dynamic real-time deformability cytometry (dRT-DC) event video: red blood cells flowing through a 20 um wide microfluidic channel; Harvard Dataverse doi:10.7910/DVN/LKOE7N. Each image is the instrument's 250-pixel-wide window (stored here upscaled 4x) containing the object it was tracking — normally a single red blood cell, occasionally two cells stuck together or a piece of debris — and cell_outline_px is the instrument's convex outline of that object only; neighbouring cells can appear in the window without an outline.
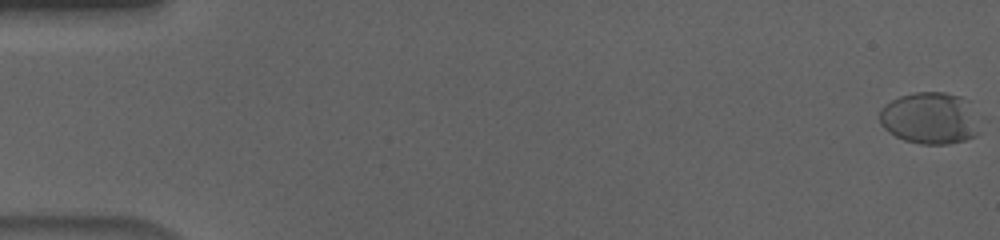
{"species": "human", "species_latin": "Homo sapiens", "temperature_condition": "cold", "stored_images_in_passage": 58, "camera_frame_rate_fps": 3000, "um_per_image_px": 0.085, "donor": {"sex": "male"}, "frame": {"image": 1, "passage_image": 1, "time_ms": 0.0, "image_size_px": [1000, 240], "cell_outline_px": [[980, 132], [976, 136], [964, 140], [948, 144], [920, 144], [904, 140], [888, 132], [880, 124], [880, 112], [884, 104], [900, 96], [916, 92], [944, 92], [960, 96], [968, 100]], "centroid_in_image_um": [79.02, 10.05], "position_along_channel_um": 6.0, "area_um2": 30.17}}
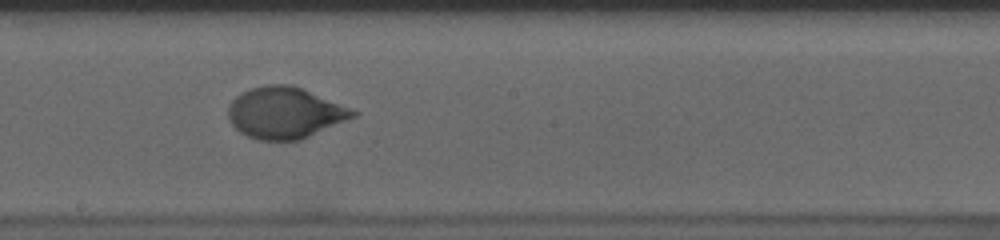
{"frame": {"image": 2, "passage_image": 33, "time_ms": 10.667, "image_size_px": [1000, 240], "cell_outline_px": [[360, 112], [356, 116], [300, 140], [260, 140], [248, 136], [240, 132], [228, 120], [228, 104], [240, 92], [252, 88], [268, 84], [288, 84], [300, 88]], "centroid_in_image_um": [24.18, 9.59], "position_along_channel_um": 224.0, "area_um2": 36.99}}
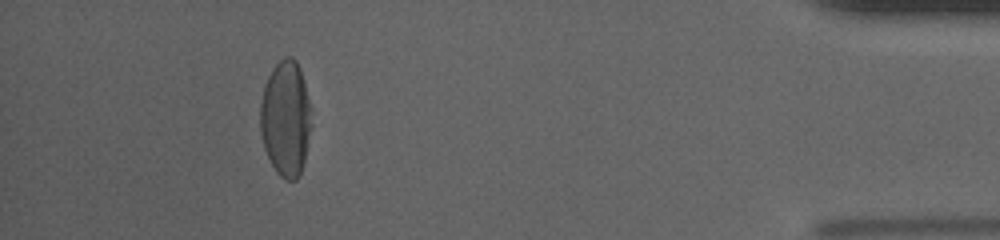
{"frame": {"image": 3, "passage_image": 53, "time_ms": 17.333, "image_size_px": [1000, 240], "cell_outline_px": [[312, 124], [304, 160], [300, 172], [296, 180], [284, 180], [276, 172], [264, 148], [260, 132], [260, 104], [264, 84], [272, 68], [284, 56], [292, 56], [296, 60], [300, 68], [312, 108]], "centroid_in_image_um": [24.29, 10.04], "position_along_channel_um": 410.9, "area_um2": 34.91}, "authors_computed_cell_mechanics": {"area_um2": 34.9401, "velocity_mm_per_s": 3.6378, "shape_relaxation_time_tau1_ms": 4.1118, "shape_relaxation_time_tau2_ms": null, "deformation_change_tau1": 0.1758, "deformation_change_tau2": null}}